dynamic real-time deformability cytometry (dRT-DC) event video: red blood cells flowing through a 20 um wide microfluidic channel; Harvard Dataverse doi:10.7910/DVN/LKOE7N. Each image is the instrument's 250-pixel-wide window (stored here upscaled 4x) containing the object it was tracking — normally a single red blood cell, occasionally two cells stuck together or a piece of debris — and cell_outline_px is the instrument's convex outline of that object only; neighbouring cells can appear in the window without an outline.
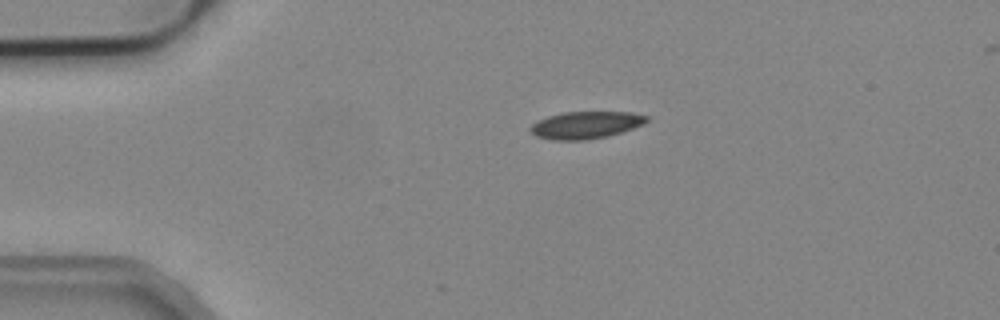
{"species": "common noctule bat (a hibernating species)", "species_latin": "Nyctalus noctula", "temperature_condition": "cold", "stored_images_in_passage": 3, "camera_frame_rate_fps": 3000, "um_per_image_px": 0.085, "animal": {"sex": "male", "body_mass_g": 19.2, "forearm_length_mm": 51.8}, "frame": {"image": 1, "passage_image": 1, "time_ms": 0.0, "image_size_px": [1000, 320], "cell_outline_px": [[652, 116], [648, 120], [632, 128], [608, 136], [588, 140], [552, 140], [536, 136], [528, 128], [536, 120], [548, 116], [564, 112], [632, 112]], "centroid_in_image_um": [49.77, 10.62], "position_along_channel_um": 35.2, "area_um2": 18.5}}
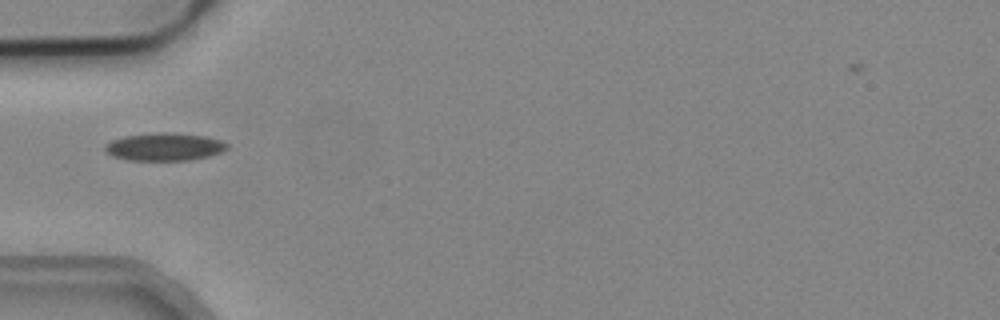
{"frame": {"image": 2, "passage_image": 3, "time_ms": 0.667, "image_size_px": [1000, 320], "cell_outline_px": [[228, 148], [220, 152], [208, 156], [188, 160], [128, 160], [112, 156], [104, 152], [104, 144], [112, 140], [124, 136], [156, 132], [172, 132], [208, 136], [220, 140], [228, 144]], "centroid_in_image_um": [13.94, 12.47], "position_along_channel_um": 71.1, "area_um2": 19.94}}